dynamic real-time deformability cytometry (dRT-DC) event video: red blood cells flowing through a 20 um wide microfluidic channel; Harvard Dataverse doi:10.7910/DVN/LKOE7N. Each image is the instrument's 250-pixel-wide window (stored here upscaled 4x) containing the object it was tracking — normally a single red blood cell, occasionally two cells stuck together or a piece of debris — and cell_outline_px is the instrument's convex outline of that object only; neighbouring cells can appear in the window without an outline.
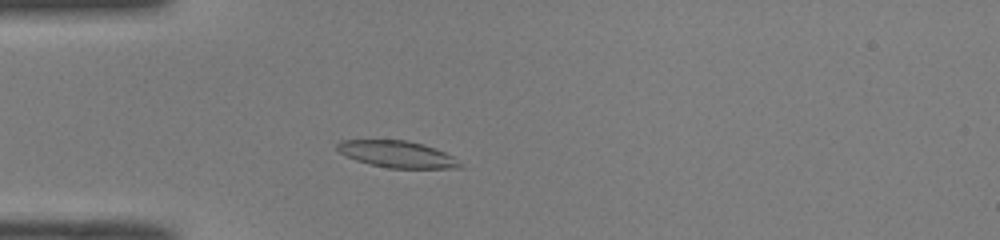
{"species": "common noctule bat (a hibernating species)", "species_latin": "Nyctalus noctula", "temperature_condition": "room temperature", "stored_images_in_passage": 44, "camera_frame_rate_fps": 3000, "um_per_image_px": 0.085, "animal": {"sex": "male", "body_mass_g": 19.0, "forearm_length_mm": 50.8}, "frame": {"image": 1, "passage_image": 9, "time_ms": 2.667, "image_size_px": [1000, 240], "cell_outline_px": [[464, 168], [388, 168], [368, 164], [344, 156], [336, 148], [336, 144], [340, 140], [408, 140], [424, 144], [444, 152], [452, 156]], "centroid_in_image_um": [33.71, 13.1], "position_along_channel_um": 51.3, "area_um2": 19.13}}
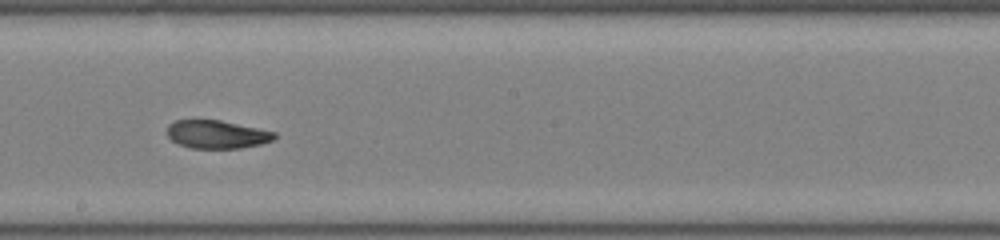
{"frame": {"image": 2, "passage_image": 23, "time_ms": 7.333, "image_size_px": [1000, 240], "cell_outline_px": [[276, 136], [272, 140], [260, 144], [240, 148], [192, 148], [180, 144], [172, 140], [168, 136], [168, 124], [176, 120], [220, 120], [276, 132]], "centroid_in_image_um": [18.43, 11.42], "position_along_channel_um": 229.8, "area_um2": 17.4}}
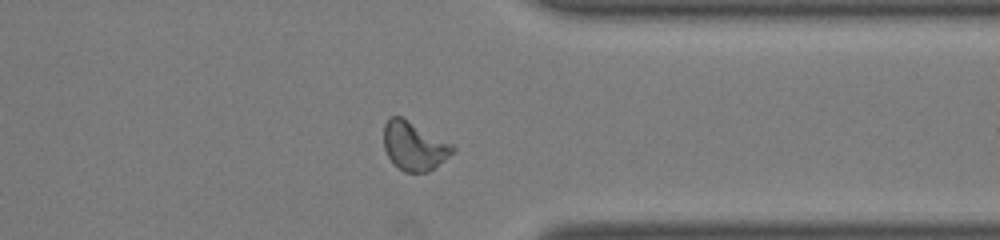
{"frame": {"image": 3, "passage_image": 34, "time_ms": 11.0, "image_size_px": [1000, 240], "cell_outline_px": [[456, 148], [448, 156], [428, 172], [404, 172], [392, 164], [384, 148], [384, 124], [388, 116], [400, 116], [456, 144]], "centroid_in_image_um": [35.19, 12.39], "position_along_channel_um": 376.2, "area_um2": 19.77}, "authors_computed_cell_mechanics": {"area_um2": 19.074, "velocity_mm_per_s": 4.0855, "shape_relaxation_time_tau1_ms": null, "shape_relaxation_time_tau2_ms": 3.7077, "deformation_change_tau1": null, "deformation_change_tau2": 0.0907}}